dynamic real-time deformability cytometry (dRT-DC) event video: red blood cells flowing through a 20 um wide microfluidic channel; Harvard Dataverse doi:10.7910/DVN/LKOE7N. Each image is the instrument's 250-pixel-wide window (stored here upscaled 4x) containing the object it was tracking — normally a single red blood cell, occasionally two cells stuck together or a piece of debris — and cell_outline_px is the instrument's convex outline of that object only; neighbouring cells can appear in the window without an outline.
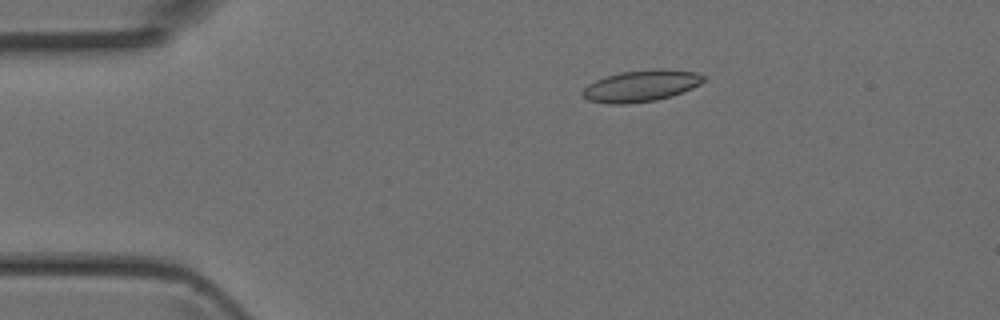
{"species": "Egyptian fruit bat (a non-hibernating species)", "species_latin": "Rousettus aegyptiacus", "temperature_condition": "room temperature", "stored_images_in_passage": 5, "camera_frame_rate_fps": 3000, "um_per_image_px": 0.085, "animal": {"sex": "female"}, "frame": {"image": 1, "passage_image": 3, "time_ms": 0.667, "image_size_px": [1000, 320], "cell_outline_px": [[704, 80], [700, 84], [692, 88], [672, 96], [656, 100], [628, 104], [608, 104], [588, 100], [580, 92], [588, 84], [604, 76], [620, 72], [656, 68], [660, 68], [696, 72], [704, 76]], "centroid_in_image_um": [54.47, 7.29], "position_along_channel_um": 30.5, "area_um2": 22.37}}